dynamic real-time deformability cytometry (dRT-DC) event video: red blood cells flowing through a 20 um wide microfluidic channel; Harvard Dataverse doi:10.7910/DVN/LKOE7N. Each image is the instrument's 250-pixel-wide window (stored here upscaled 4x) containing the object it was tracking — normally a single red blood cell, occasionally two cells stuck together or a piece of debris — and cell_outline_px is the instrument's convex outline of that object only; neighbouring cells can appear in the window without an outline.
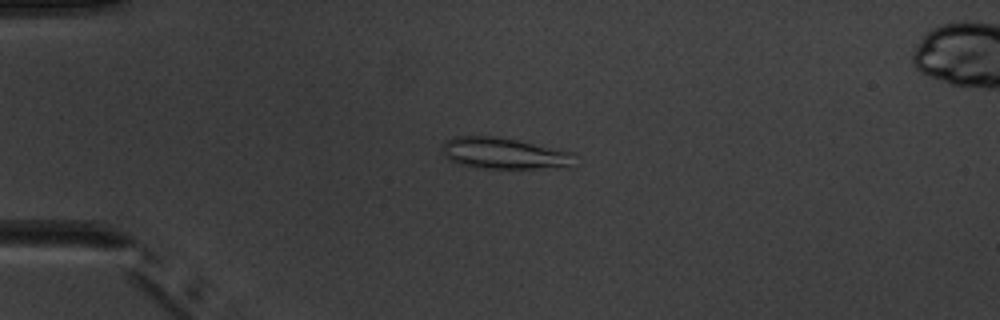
{"species": "common noctule bat (a hibernating species)", "species_latin": "Nyctalus noctula", "temperature_condition": "warm", "stored_images_in_passage": 8, "camera_frame_rate_fps": 3000, "um_per_image_px": 0.085, "animal": {"sex": "male", "body_mass_g": 20.1, "forearm_length_mm": 53.5}, "frame": {"image": 1, "passage_image": 3, "time_ms": 2.333, "image_size_px": [1000, 320], "cell_outline_px": [[572, 168], [480, 168], [460, 164], [448, 160], [444, 156], [440, 148], [444, 140], [456, 136], [500, 136], [520, 140], [572, 152]], "centroid_in_image_um": [42.8, 13.03], "position_along_channel_um": 42.2, "area_um2": 24.51}}
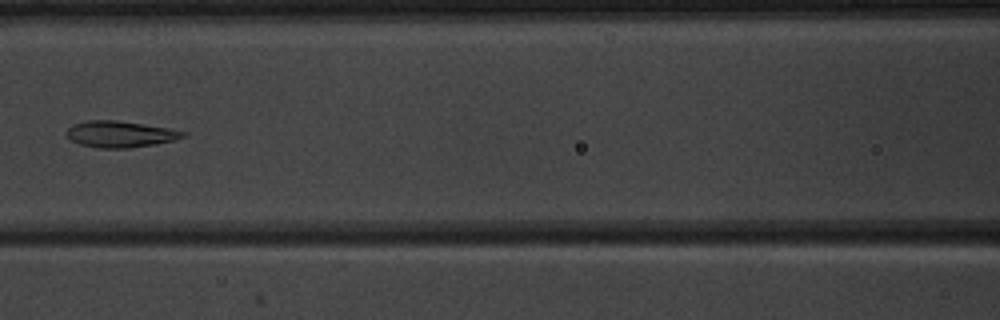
{"frame": {"image": 2, "passage_image": 6, "time_ms": 6.0, "image_size_px": [1000, 320], "cell_outline_px": [[188, 132], [184, 136], [176, 140], [156, 144], [128, 148], [96, 148], [80, 144], [72, 140], [64, 132], [72, 124], [88, 120], [116, 120], [172, 128]], "centroid_in_image_um": [10.23, 11.4], "position_along_channel_um": 156.4, "area_um2": 18.09}}
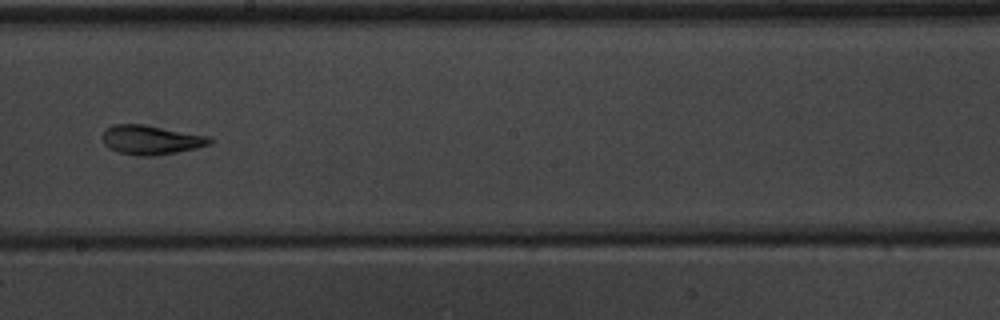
{"frame": {"image": 3, "passage_image": 8, "time_ms": 8.0, "image_size_px": [1000, 320], "cell_outline_px": [[212, 144], [196, 148], [176, 152], [152, 156], [144, 156], [120, 152], [108, 148], [104, 144], [104, 128], [112, 124], [144, 124], [208, 136], [212, 140]], "centroid_in_image_um": [12.83, 11.88], "position_along_channel_um": 235.4, "area_um2": 18.15}}